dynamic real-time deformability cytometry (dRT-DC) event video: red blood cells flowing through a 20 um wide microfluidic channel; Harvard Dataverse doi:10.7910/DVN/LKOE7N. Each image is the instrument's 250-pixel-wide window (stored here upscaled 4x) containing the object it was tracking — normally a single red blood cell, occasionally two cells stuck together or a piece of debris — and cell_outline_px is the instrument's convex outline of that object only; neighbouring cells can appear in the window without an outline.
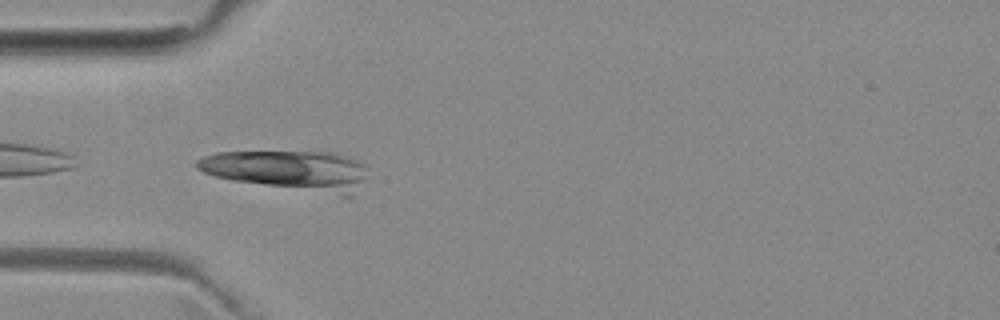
{"species": "common noctule bat (a hibernating species)", "species_latin": "Nyctalus noctula", "temperature_condition": "room temperature", "stored_images_in_passage": 7, "camera_frame_rate_fps": 3000, "um_per_image_px": 0.085, "animal": {"sex": "female", "body_mass_g": 29.2, "forearm_length_mm": 56.3}, "frame": {"image": 1, "passage_image": 5, "time_ms": 4.667, "image_size_px": [1000, 320], "cell_outline_px": [[368, 168], [352, 196], [340, 196], [232, 180], [216, 176], [204, 172], [196, 168], [196, 160], [204, 156], [216, 152], [332, 152], [348, 156], [360, 160]], "centroid_in_image_um": [24.56, 14.47], "position_along_channel_um": 60.4, "area_um2": 39.36}}
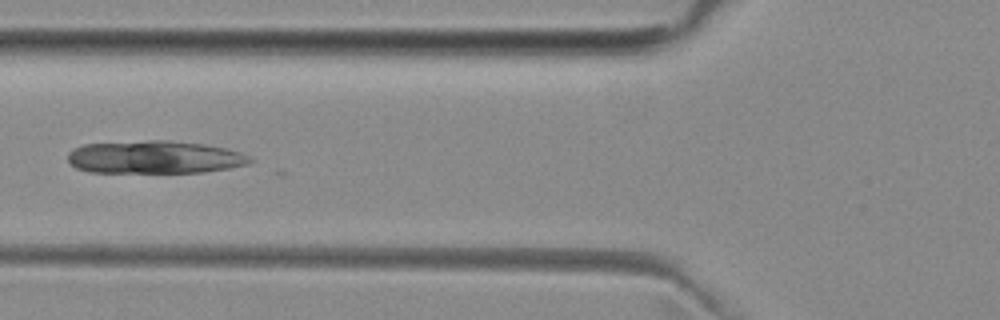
{"frame": {"image": 2, "passage_image": 6, "time_ms": 6.0, "image_size_px": [1000, 320], "cell_outline_px": [[252, 160], [248, 164], [228, 168], [204, 172], [88, 172], [76, 168], [68, 160], [68, 152], [72, 148], [84, 144], [148, 140], [164, 140], [204, 144], [224, 148], [240, 152], [252, 156]], "centroid_in_image_um": [13.12, 13.36], "position_along_channel_um": 112.7, "area_um2": 34.85}}
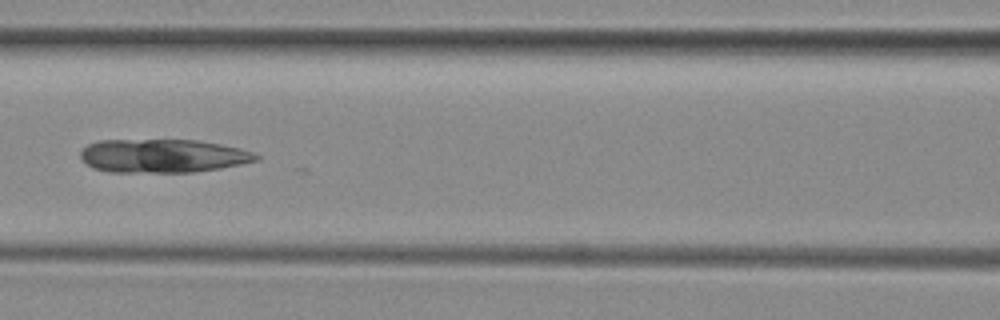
{"frame": {"image": 3, "passage_image": 7, "time_ms": 7.0, "image_size_px": [1000, 320], "cell_outline_px": [[260, 160], [220, 168], [196, 172], [108, 172], [92, 168], [80, 156], [80, 152], [88, 144], [100, 140], [196, 140], [220, 144], [240, 148], [252, 152], [260, 156]], "centroid_in_image_um": [13.85, 13.25], "position_along_channel_um": 152.8, "area_um2": 34.33}}